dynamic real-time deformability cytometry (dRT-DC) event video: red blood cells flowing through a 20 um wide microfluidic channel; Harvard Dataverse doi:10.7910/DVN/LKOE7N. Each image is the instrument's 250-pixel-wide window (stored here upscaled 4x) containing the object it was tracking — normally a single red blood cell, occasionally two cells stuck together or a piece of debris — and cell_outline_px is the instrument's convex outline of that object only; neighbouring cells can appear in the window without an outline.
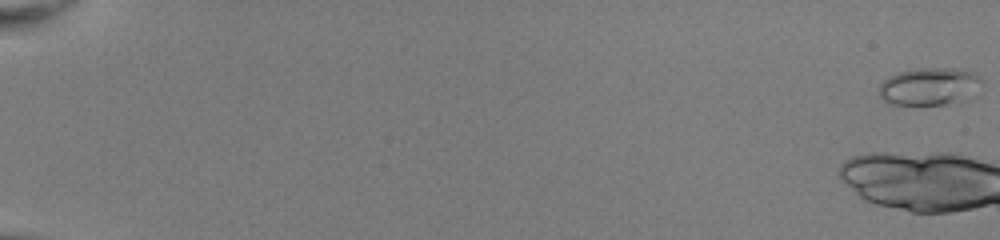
{"species": "common noctule bat (a hibernating species)", "species_latin": "Nyctalus noctula", "temperature_condition": "room temperature", "stored_images_in_passage": 22, "camera_frame_rate_fps": 3000, "um_per_image_px": 0.085, "animal": {"sex": "female", "body_mass_g": 22.0, "forearm_length_mm": 56.7}, "frame": {"image": 1, "passage_image": 1, "time_ms": 0.0, "image_size_px": [1000, 240], "cell_outline_px": [[984, 80], [972, 100], [964, 104], [888, 104], [880, 96], [880, 84], [888, 76], [900, 72], [920, 68], [956, 68], [976, 72]], "centroid_in_image_um": [79.14, 7.36], "position_along_channel_um": 5.9, "area_um2": 23.24}}